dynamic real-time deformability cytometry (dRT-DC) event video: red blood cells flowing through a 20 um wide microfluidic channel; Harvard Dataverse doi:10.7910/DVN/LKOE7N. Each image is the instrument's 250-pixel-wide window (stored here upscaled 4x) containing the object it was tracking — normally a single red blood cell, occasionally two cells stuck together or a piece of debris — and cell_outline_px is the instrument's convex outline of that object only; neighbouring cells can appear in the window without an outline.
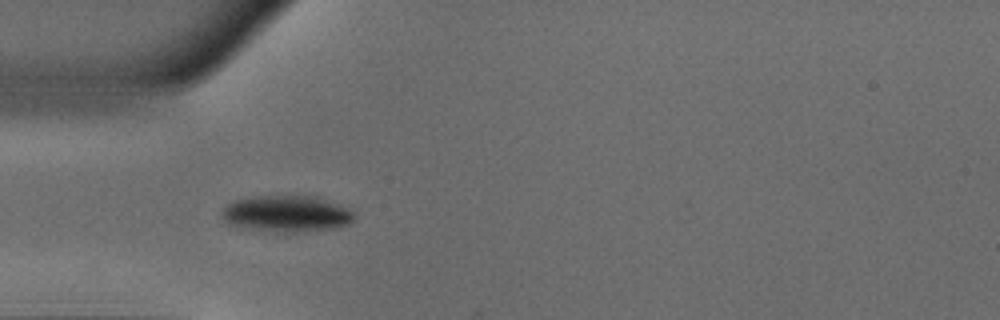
{"species": "common noctule bat (a hibernating species)", "species_latin": "Nyctalus noctula", "temperature_condition": "warm", "stored_images_in_passage": 37, "camera_frame_rate_fps": 3000, "um_per_image_px": 0.085, "animal": {"sex": "male", "body_mass_g": 18.8}, "frame": {"image": 1, "passage_image": 1, "time_ms": 0.0, "image_size_px": [1000, 320], "cell_outline_px": [[352, 220], [348, 224], [336, 228], [308, 232], [276, 232], [236, 228], [228, 224], [220, 216], [220, 212], [228, 204], [236, 200], [252, 196], [316, 196], [348, 208], [352, 212]], "centroid_in_image_um": [24.29, 18.19], "position_along_channel_um": 60.7, "area_um2": 28.44}}
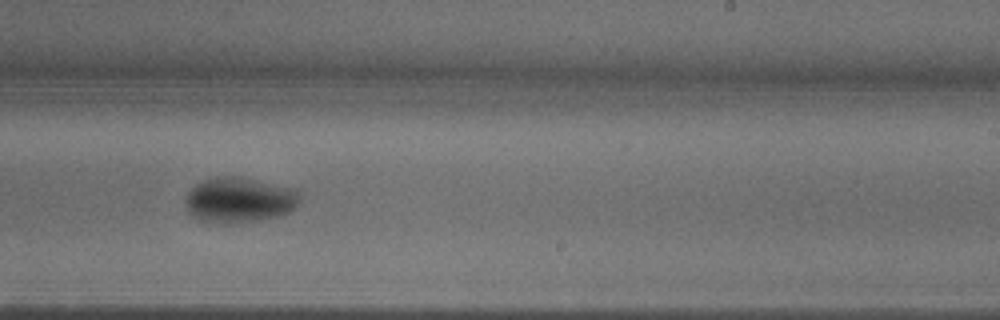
{"frame": {"image": 2, "passage_image": 17, "time_ms": 5.333, "image_size_px": [1000, 320], "cell_outline_px": [[300, 200], [296, 208], [288, 212], [276, 216], [256, 220], [208, 224], [192, 216], [188, 212], [184, 200], [188, 192], [196, 184], [204, 180], [216, 176], [240, 176], [296, 188], [300, 192]], "centroid_in_image_um": [20.34, 16.98], "position_along_channel_um": 268.7, "area_um2": 30.52}}
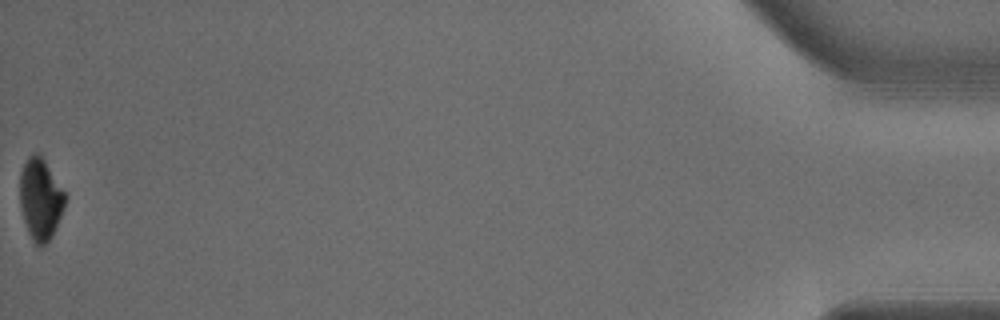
{"frame": {"image": 3, "passage_image": 37, "time_ms": 12.0, "image_size_px": [1000, 320], "cell_outline_px": [[68, 196], [64, 208], [52, 236], [44, 248], [36, 248], [28, 232], [20, 208], [20, 172], [28, 156], [36, 152], [40, 152]], "centroid_in_image_um": [3.45, 16.94], "position_along_channel_um": 431.7, "area_um2": 22.02}, "authors_computed_cell_mechanics": {"area_um2": 28.5532, "velocity_mm_per_s": 3.9337, "shape_relaxation_time_tau1_ms": 3.7012, "shape_relaxation_time_tau2_ms": null, "deformation_change_tau1": 0.1261, "deformation_change_tau2": null}}